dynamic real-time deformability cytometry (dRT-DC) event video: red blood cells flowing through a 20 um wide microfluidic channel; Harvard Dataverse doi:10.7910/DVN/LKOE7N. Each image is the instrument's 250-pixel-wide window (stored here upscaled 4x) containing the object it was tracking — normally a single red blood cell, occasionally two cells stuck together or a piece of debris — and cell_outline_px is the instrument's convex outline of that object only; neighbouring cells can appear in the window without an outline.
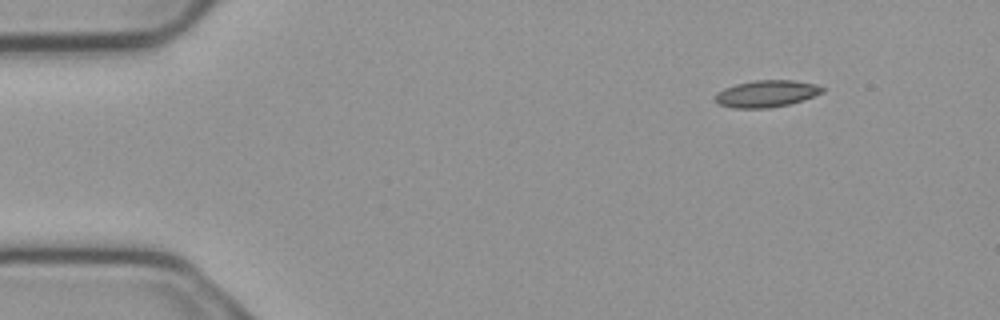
{"species": "common noctule bat (a hibernating species)", "species_latin": "Nyctalus noctula", "temperature_condition": "cold", "stored_images_in_passage": 4, "segment_of_instrument_passage": [2, 2], "camera_frame_rate_fps": 3000, "um_per_image_px": 0.085, "animal": {"sex": "male", "body_mass_g": 23.1, "forearm_length_mm": 52.7}, "frame": {"image": 1, "passage_image": 4, "time_ms": 1.0, "image_size_px": [1000, 320], "cell_outline_px": [[824, 92], [804, 100], [788, 104], [768, 108], [732, 108], [720, 104], [716, 100], [716, 92], [724, 88], [736, 84], [756, 80], [792, 80], [816, 84], [824, 88]], "centroid_in_image_um": [65.17, 7.96], "position_along_channel_um": 19.8, "area_um2": 16.7}}